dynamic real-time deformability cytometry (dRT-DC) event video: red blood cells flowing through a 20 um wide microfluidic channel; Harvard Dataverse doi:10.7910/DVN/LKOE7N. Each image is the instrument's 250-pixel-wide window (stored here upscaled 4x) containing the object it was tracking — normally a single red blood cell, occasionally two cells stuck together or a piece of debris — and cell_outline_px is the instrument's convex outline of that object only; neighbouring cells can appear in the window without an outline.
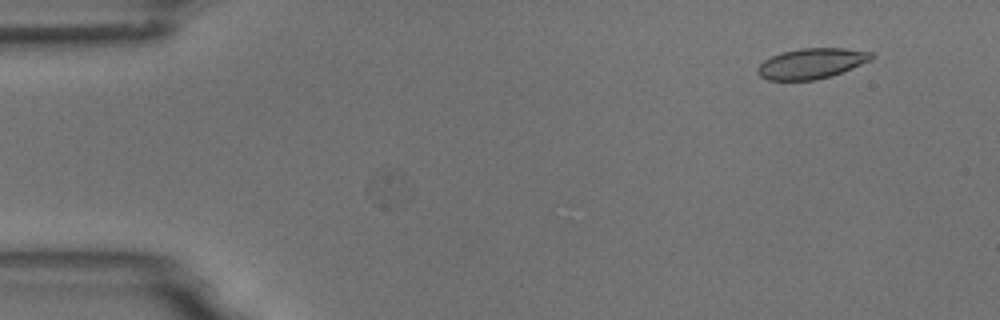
{"species": "common noctule bat (a hibernating species)", "species_latin": "Nyctalus noctula", "temperature_condition": "room temperature", "stored_images_in_passage": 5, "camera_frame_rate_fps": 3000, "um_per_image_px": 0.085, "animal": {"sex": "male", "body_mass_g": 18.8}, "frame": {"image": 1, "passage_image": 2, "time_ms": 1.0, "image_size_px": [1000, 320], "cell_outline_px": [[872, 60], [832, 76], [816, 80], [768, 80], [760, 76], [756, 72], [756, 68], [764, 60], [780, 52], [800, 48], [844, 48], [872, 52]], "centroid_in_image_um": [68.96, 5.4], "position_along_channel_um": 16.0, "area_um2": 20.29}}
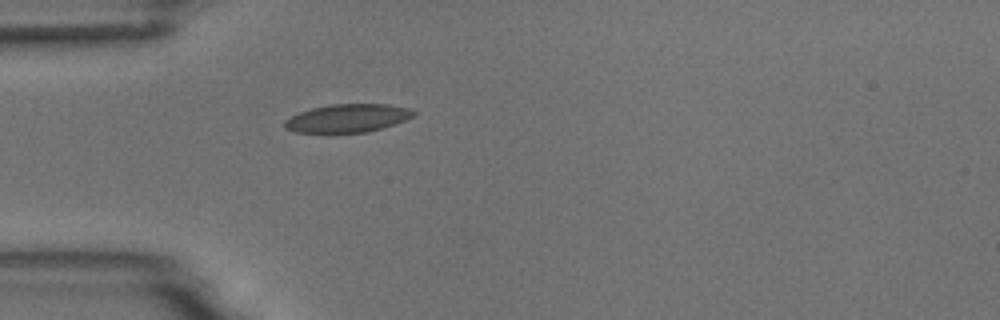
{"frame": {"image": 2, "passage_image": 5, "time_ms": 4.667, "image_size_px": [1000, 320], "cell_outline_px": [[416, 112], [412, 116], [404, 120], [380, 128], [364, 132], [296, 132], [284, 128], [284, 120], [300, 112], [312, 108], [332, 104], [388, 104], [408, 108]], "centroid_in_image_um": [29.51, 10.03], "position_along_channel_um": 55.5, "area_um2": 20.75}}